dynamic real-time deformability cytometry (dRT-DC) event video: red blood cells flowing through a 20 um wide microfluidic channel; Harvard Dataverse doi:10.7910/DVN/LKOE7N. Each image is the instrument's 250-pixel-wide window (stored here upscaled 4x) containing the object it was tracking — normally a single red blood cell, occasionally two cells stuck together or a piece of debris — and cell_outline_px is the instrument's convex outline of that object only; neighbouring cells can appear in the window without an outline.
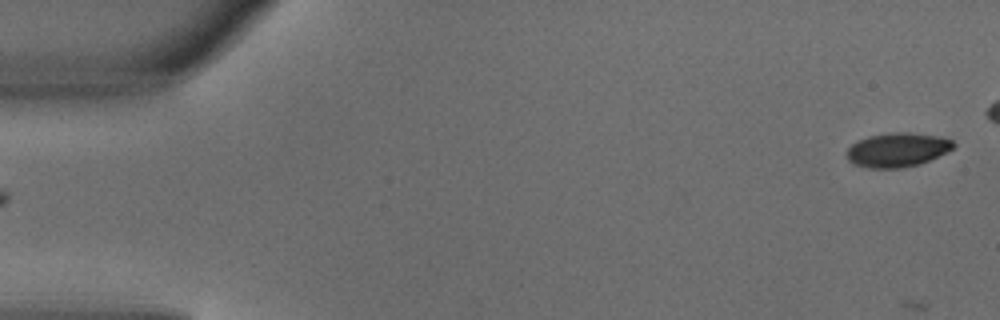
{"species": "common noctule bat (a hibernating species)", "species_latin": "Nyctalus noctula", "temperature_condition": "warm", "stored_images_in_passage": 2, "segment_of_instrument_passage": [2, 2], "camera_frame_rate_fps": 3000, "um_per_image_px": 0.085, "animal": {"sex": "male", "body_mass_g": 18.8}, "frame": {"image": 1, "passage_image": 2, "time_ms": 0.333, "image_size_px": [1000, 320], "cell_outline_px": [[956, 144], [948, 152], [928, 160], [916, 164], [900, 168], [868, 168], [852, 164], [848, 160], [848, 148], [852, 144], [868, 136], [896, 132], [908, 132], [940, 136], [952, 140]], "centroid_in_image_um": [76.28, 12.73], "position_along_channel_um": 8.7, "area_um2": 21.04}}